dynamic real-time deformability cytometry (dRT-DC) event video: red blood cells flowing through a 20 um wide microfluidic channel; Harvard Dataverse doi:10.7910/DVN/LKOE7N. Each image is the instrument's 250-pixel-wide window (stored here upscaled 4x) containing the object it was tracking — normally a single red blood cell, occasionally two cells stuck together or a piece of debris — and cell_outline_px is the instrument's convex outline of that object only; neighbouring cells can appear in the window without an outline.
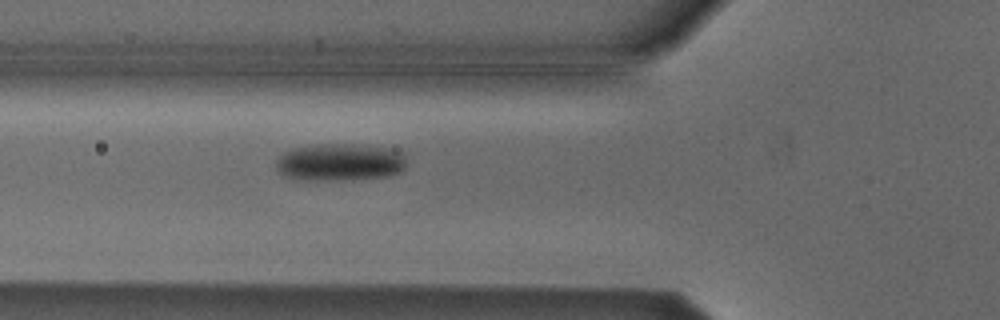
{"species": "Egyptian fruit bat (a non-hibernating species)", "species_latin": "Rousettus aegyptiacus", "temperature_condition": "cold", "stored_images_in_passage": 5, "camera_frame_rate_fps": 3000, "um_per_image_px": 0.085, "animal": {"sex": "male"}, "frame": {"image": 1, "passage_image": 5, "time_ms": 1.333, "image_size_px": [1000, 320], "cell_outline_px": [[404, 168], [400, 172], [392, 176], [352, 180], [296, 180], [284, 176], [276, 168], [276, 160], [284, 152], [292, 148], [316, 144], [356, 144], [384, 148], [404, 152]], "centroid_in_image_um": [28.87, 13.8], "position_along_channel_um": 96.9, "area_um2": 28.78}}